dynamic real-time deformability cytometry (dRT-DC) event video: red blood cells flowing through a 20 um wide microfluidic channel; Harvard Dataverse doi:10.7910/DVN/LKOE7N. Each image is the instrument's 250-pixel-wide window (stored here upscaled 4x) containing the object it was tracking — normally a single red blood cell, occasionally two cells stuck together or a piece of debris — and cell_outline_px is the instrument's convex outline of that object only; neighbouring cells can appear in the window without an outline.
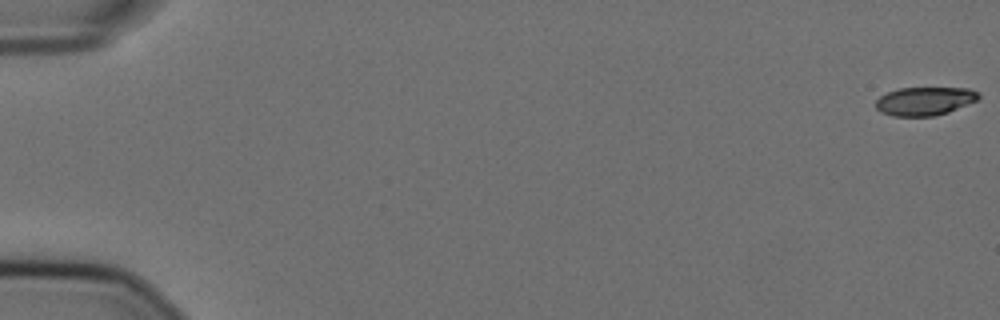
{"species": "Egyptian fruit bat (a non-hibernating species)", "species_latin": "Rousettus aegyptiacus", "temperature_condition": "cold", "stored_images_in_passage": 7, "camera_frame_rate_fps": 3000, "um_per_image_px": 0.085, "animal": {"sex": "female"}, "frame": {"image": 1, "passage_image": 1, "time_ms": 0.0, "image_size_px": [1000, 320], "cell_outline_px": [[980, 96], [976, 100], [948, 112], [932, 116], [892, 116], [880, 112], [876, 108], [876, 100], [880, 96], [888, 92], [900, 88], [968, 88], [980, 92]], "centroid_in_image_um": [78.58, 8.59], "position_along_channel_um": 6.4, "area_um2": 16.94}}